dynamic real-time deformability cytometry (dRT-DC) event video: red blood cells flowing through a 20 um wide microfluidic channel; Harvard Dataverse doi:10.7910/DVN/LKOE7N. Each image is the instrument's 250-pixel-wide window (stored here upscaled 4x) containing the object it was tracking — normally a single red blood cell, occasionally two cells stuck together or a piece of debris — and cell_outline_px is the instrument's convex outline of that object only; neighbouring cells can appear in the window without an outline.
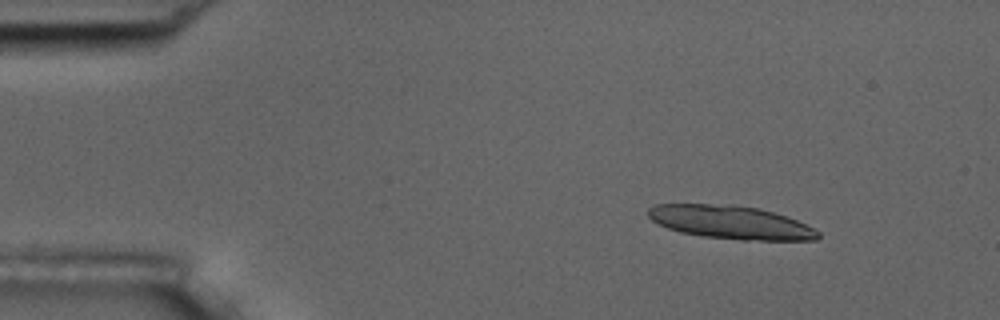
{"species": "common noctule bat (a hibernating species)", "species_latin": "Nyctalus noctula", "temperature_condition": "room temperature", "stored_images_in_passage": 4, "camera_frame_rate_fps": 3000, "um_per_image_px": 0.085, "animal": {"sex": "male", "body_mass_g": 17.5, "forearm_length_mm": 52.3}, "frame": {"image": 1, "passage_image": 2, "time_ms": 1.0, "image_size_px": [1000, 320], "cell_outline_px": [[820, 236], [816, 240], [740, 240], [704, 236], [680, 232], [668, 228], [652, 220], [648, 216], [648, 208], [656, 204], [732, 204], [760, 208], [796, 220], [820, 232]], "centroid_in_image_um": [62.1, 18.89], "position_along_channel_um": 22.9, "area_um2": 32.83}}